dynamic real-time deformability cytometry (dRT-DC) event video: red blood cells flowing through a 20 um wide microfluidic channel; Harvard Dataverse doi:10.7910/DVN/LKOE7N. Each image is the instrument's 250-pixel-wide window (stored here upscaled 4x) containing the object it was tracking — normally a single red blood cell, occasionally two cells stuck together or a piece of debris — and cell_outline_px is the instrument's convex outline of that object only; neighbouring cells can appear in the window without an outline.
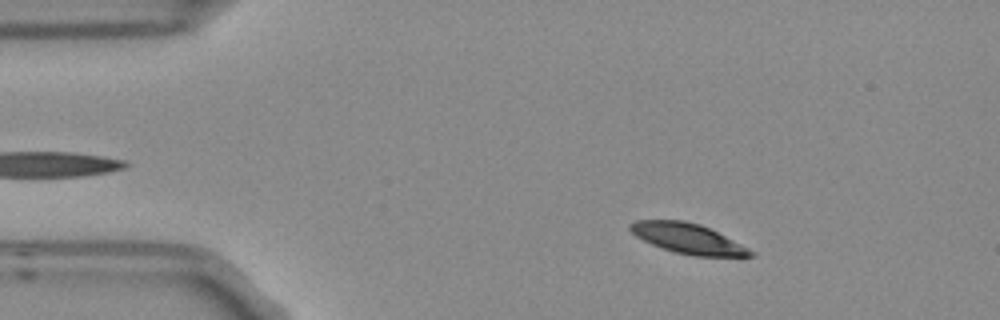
{"species": "Egyptian fruit bat (a non-hibernating species)", "species_latin": "Rousettus aegyptiacus", "temperature_condition": "room temperature", "stored_images_in_passage": 4, "camera_frame_rate_fps": 3000, "um_per_image_px": 0.085, "frame": {"image": 1, "passage_image": 2, "time_ms": 0.333, "image_size_px": [1000, 320], "cell_outline_px": [[756, 256], [692, 256], [676, 252], [652, 244], [636, 236], [628, 228], [628, 224], [636, 220], [684, 220], [700, 224], [756, 252]], "centroid_in_image_um": [58.45, 20.27], "position_along_channel_um": 26.6, "area_um2": 20.81}}
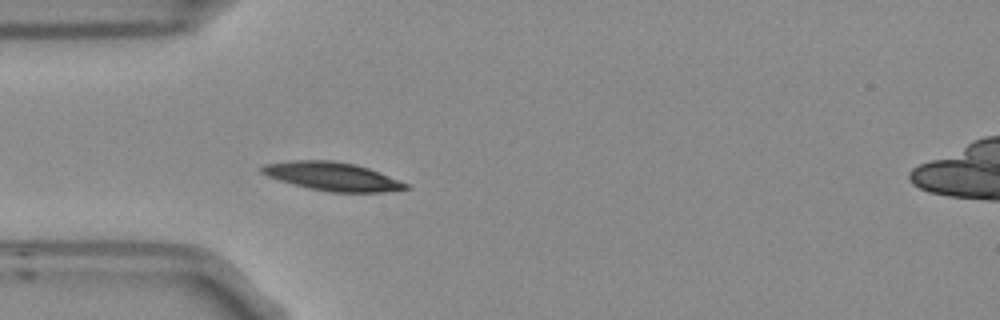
{"frame": {"image": 2, "passage_image": 4, "time_ms": 1.0, "image_size_px": [1000, 320], "cell_outline_px": [[412, 188], [384, 192], [332, 192], [308, 188], [292, 184], [268, 176], [260, 172], [260, 168], [264, 164], [292, 160], [332, 160], [356, 164], [368, 168], [408, 184]], "centroid_in_image_um": [28.23, 14.99], "position_along_channel_um": 56.8, "area_um2": 23.76}}